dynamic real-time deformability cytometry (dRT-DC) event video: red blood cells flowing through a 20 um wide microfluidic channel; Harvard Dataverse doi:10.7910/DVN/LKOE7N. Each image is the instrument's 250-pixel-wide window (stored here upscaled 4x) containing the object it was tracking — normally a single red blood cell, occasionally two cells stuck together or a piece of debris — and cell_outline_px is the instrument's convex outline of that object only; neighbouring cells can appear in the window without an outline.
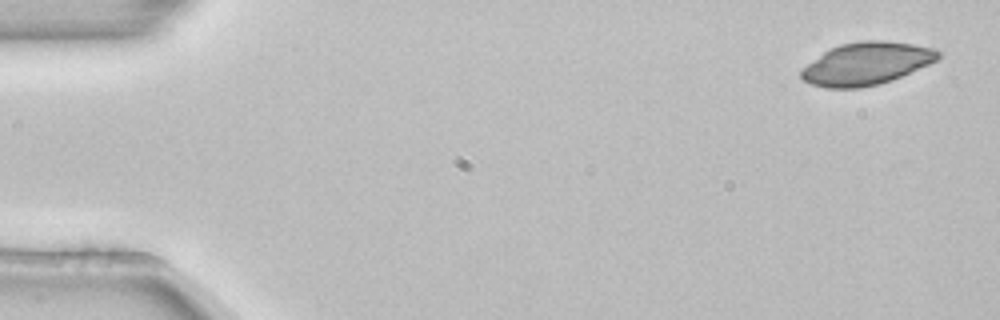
{"species": "common noctule bat (a hibernating species)", "species_latin": "Nyctalus noctula", "temperature_condition": "room temperature", "stored_images_in_passage": 4, "camera_frame_rate_fps": 3000, "um_per_image_px": 0.085, "animal": {"sex": "female", "body_mass_g": 22.7, "forearm_length_mm": 54.2}, "frame": {"image": 1, "passage_image": 1, "time_ms": 0.0, "image_size_px": [1000, 320], "cell_outline_px": [[940, 56], [936, 60], [928, 64], [892, 80], [880, 84], [860, 88], [824, 88], [812, 84], [804, 80], [800, 76], [800, 68], [824, 52], [840, 44], [864, 40], [884, 40], [912, 44], [936, 48], [940, 52]], "centroid_in_image_um": [73.62, 5.41], "position_along_channel_um": 11.4, "area_um2": 33.93}}